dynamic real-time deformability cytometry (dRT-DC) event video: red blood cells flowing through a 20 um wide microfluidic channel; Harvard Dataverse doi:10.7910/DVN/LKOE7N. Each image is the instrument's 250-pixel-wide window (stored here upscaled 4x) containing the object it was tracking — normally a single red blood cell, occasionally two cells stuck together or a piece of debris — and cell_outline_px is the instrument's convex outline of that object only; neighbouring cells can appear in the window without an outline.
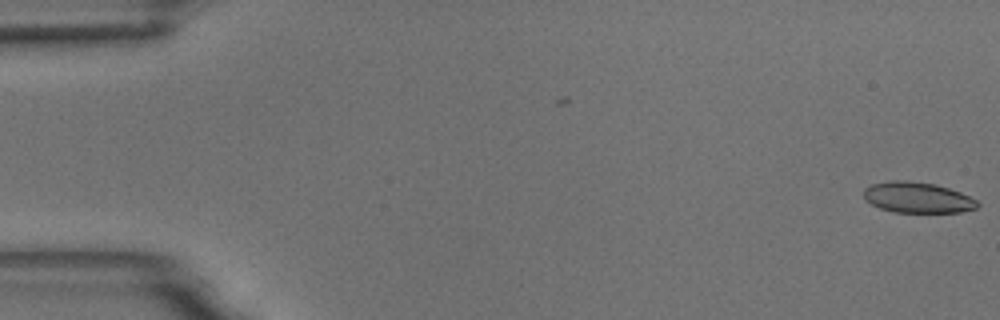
{"species": "common noctule bat (a hibernating species)", "species_latin": "Nyctalus noctula", "temperature_condition": "room temperature", "stored_images_in_passage": 56, "camera_frame_rate_fps": 3000, "um_per_image_px": 0.085, "animal": {"sex": "male", "body_mass_g": 18.8}, "frame": {"image": 1, "passage_image": 1, "time_ms": 0.0, "image_size_px": [1000, 320], "cell_outline_px": [[980, 204], [976, 208], [960, 212], [892, 212], [880, 208], [864, 200], [864, 188], [872, 184], [892, 180], [904, 180], [936, 184], [960, 192], [976, 200]], "centroid_in_image_um": [77.96, 16.79], "position_along_channel_um": 7.0, "area_um2": 20.35}}
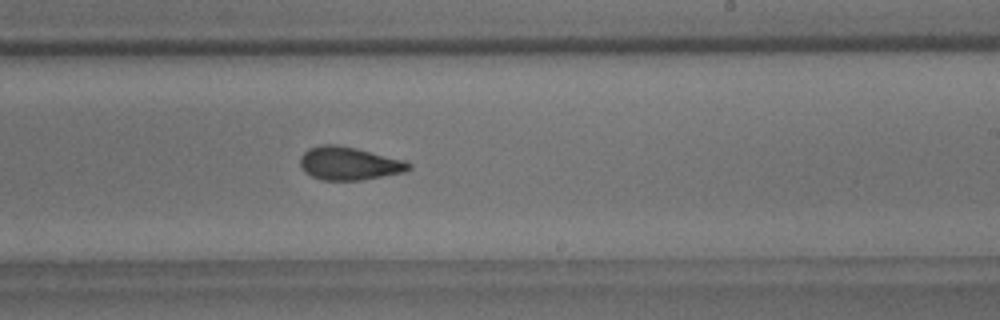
{"frame": {"image": 2, "passage_image": 34, "time_ms": 11.0, "image_size_px": [1000, 320], "cell_outline_px": [[412, 168], [404, 172], [360, 180], [324, 180], [312, 176], [304, 172], [300, 168], [300, 156], [308, 148], [320, 144], [336, 144], [356, 148], [404, 160], [412, 164]], "centroid_in_image_um": [29.64, 13.88], "position_along_channel_um": 259.4, "area_um2": 21.04}}
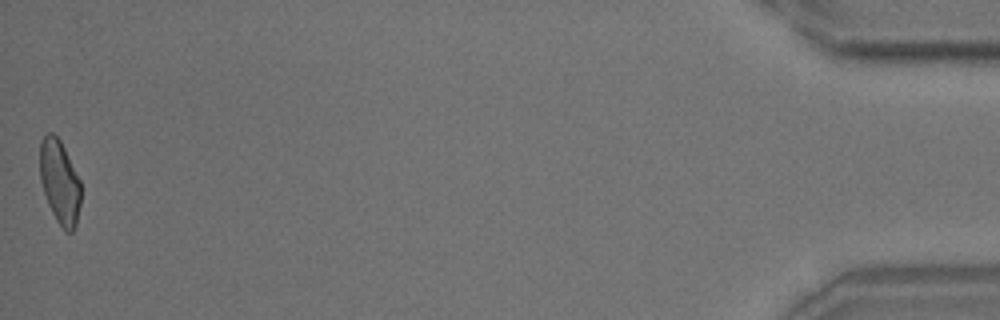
{"frame": {"image": 3, "passage_image": 56, "time_ms": 18.333, "image_size_px": [1000, 320], "cell_outline_px": [[80, 204], [76, 224], [72, 232], [64, 232], [56, 220], [48, 204], [40, 180], [40, 140], [48, 132], [52, 132], [60, 140], [80, 180]], "centroid_in_image_um": [5.06, 15.48], "position_along_channel_um": 430.1, "area_um2": 19.94}, "authors_computed_cell_mechanics": {"area_um2": 20.8369, "velocity_mm_per_s": 3.6419, "shape_relaxation_time_tau1_ms": null, "shape_relaxation_time_tau2_ms": 2.0091, "deformation_change_tau1": null, "deformation_change_tau2": 0.0924}}